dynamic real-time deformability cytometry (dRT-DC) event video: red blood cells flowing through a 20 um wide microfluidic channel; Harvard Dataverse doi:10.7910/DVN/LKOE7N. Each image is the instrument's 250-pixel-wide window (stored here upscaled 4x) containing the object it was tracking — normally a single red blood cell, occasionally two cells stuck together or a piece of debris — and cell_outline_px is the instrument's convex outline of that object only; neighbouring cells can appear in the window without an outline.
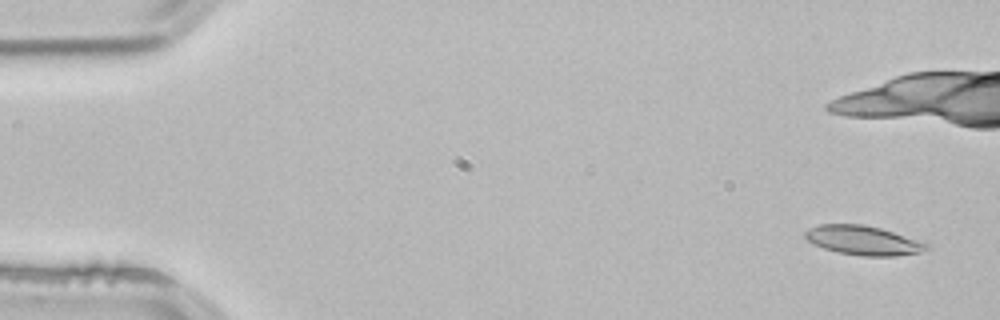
{"species": "common noctule bat (a hibernating species)", "species_latin": "Nyctalus noctula", "temperature_condition": "room temperature", "stored_images_in_passage": 6, "camera_frame_rate_fps": 3000, "um_per_image_px": 0.085, "animal": {"sex": "male", "body_mass_g": 21.5, "forearm_length_mm": 52.0}, "frame": {"image": 1, "passage_image": 1, "time_ms": 0.0, "image_size_px": [1000, 320], "cell_outline_px": [[932, 248], [920, 252], [896, 256], [860, 256], [836, 252], [824, 248], [808, 240], [804, 236], [804, 232], [808, 228], [820, 224], [864, 224], [880, 228], [928, 244]], "centroid_in_image_um": [73.35, 20.44], "position_along_channel_um": 11.7, "area_um2": 20.58}}